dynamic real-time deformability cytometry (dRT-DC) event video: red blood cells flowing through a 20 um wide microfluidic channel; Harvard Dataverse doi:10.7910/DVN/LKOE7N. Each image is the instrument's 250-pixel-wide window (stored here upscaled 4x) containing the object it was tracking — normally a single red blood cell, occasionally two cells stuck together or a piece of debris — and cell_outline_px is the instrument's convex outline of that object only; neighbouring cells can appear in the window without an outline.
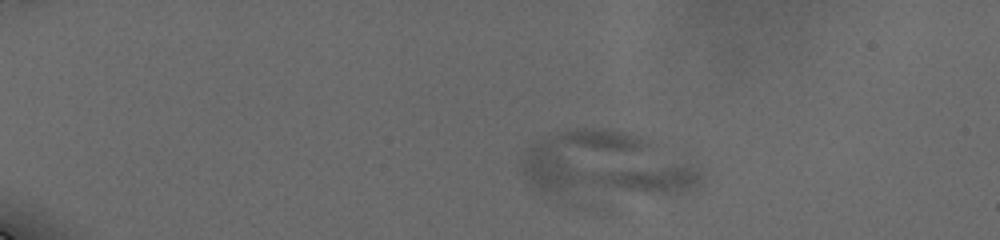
{"species": "human", "species_latin": "Homo sapiens", "temperature_condition": "cold", "stored_images_in_passage": 17, "camera_frame_rate_fps": 3000, "um_per_image_px": 0.085, "donor": {"sex": "male"}, "frame": {"image": 1, "passage_image": 4, "time_ms": 1.333, "image_size_px": [1000, 240], "cell_outline_px": [[704, 180], [696, 188], [684, 192], [540, 192], [532, 188], [528, 184], [520, 164], [520, 156], [532, 144], [548, 136], [576, 128], [616, 128], [640, 136], [648, 140], [692, 164], [700, 172]], "centroid_in_image_um": [51.44, 13.94], "position_along_channel_um": 33.6, "area_um2": 66.41}}